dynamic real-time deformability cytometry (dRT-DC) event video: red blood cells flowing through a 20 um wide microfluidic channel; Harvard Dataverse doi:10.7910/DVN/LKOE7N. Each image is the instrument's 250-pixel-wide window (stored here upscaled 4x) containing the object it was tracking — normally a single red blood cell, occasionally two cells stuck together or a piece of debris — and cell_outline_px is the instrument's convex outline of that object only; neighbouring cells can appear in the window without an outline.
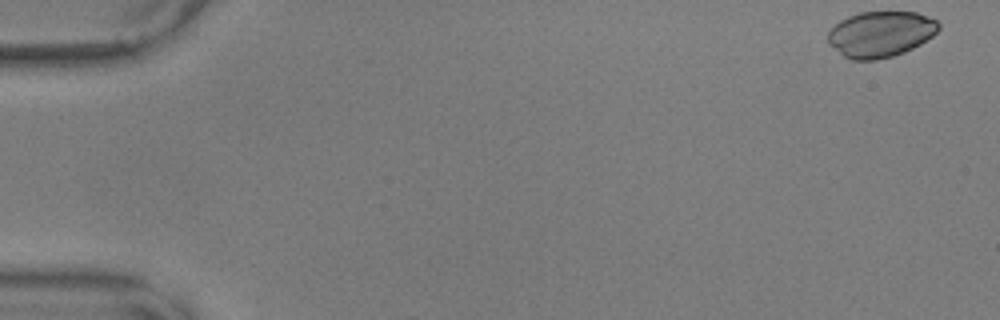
{"species": "common noctule bat (a hibernating species)", "species_latin": "Nyctalus noctula", "temperature_condition": "warm", "stored_images_in_passage": 4, "camera_frame_rate_fps": 3000, "um_per_image_px": 0.085, "animal": {"sex": "male", "body_mass_g": 17.9, "forearm_length_mm": 54.2}, "frame": {"image": 1, "passage_image": 1, "time_ms": 0.0, "image_size_px": [1000, 320], "cell_outline_px": [[940, 28], [932, 36], [920, 44], [904, 52], [892, 56], [876, 60], [852, 60], [844, 56], [828, 44], [828, 32], [840, 20], [848, 16], [860, 12], [916, 12], [936, 20], [940, 24]], "centroid_in_image_um": [74.84, 2.9], "position_along_channel_um": 10.2, "area_um2": 29.48}}